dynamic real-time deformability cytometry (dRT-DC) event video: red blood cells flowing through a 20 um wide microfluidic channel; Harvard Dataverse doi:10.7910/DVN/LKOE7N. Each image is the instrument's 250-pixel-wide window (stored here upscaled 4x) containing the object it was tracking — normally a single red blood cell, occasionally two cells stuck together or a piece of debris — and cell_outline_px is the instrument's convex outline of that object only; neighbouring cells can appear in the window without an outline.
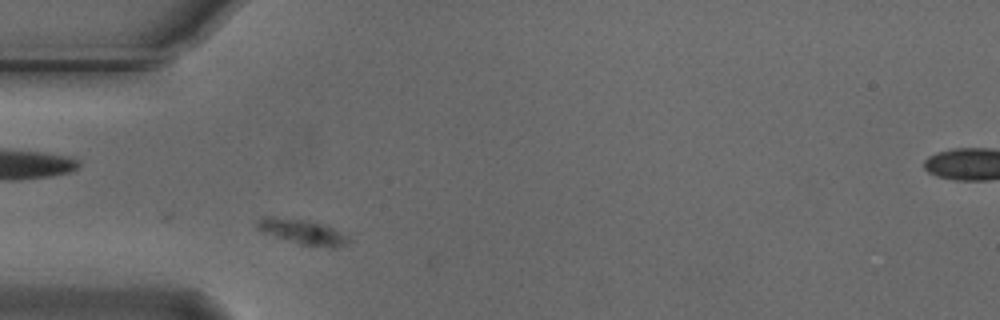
{"species": "Egyptian fruit bat (a non-hibernating species)", "species_latin": "Rousettus aegyptiacus", "temperature_condition": "cold", "stored_images_in_passage": 8, "camera_frame_rate_fps": 3000, "um_per_image_px": 0.085, "animal": {"sex": "male"}, "frame": {"image": 1, "passage_image": 4, "time_ms": 1.0, "image_size_px": [1000, 320], "cell_outline_px": [[352, 240], [336, 248], [332, 248], [300, 244], [264, 232], [256, 228], [256, 220], [264, 216], [272, 216], [308, 220], [332, 228], [348, 236]], "centroid_in_image_um": [25.69, 19.69], "position_along_channel_um": 59.3, "area_um2": 13.12}}